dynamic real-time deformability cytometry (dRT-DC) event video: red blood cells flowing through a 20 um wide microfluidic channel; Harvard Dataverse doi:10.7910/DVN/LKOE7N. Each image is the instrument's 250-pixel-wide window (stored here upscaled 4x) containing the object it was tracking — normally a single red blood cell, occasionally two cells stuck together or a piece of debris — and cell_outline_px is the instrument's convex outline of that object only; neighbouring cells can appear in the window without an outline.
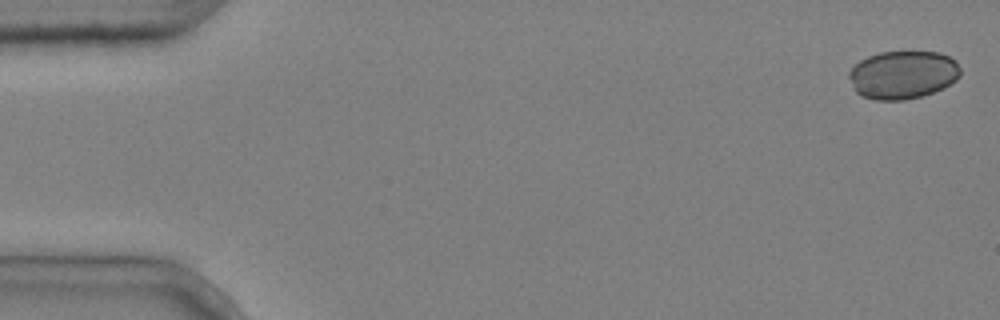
{"species": "common noctule bat (a hibernating species)", "species_latin": "Nyctalus noctula", "temperature_condition": "cold", "stored_images_in_passage": 4, "camera_frame_rate_fps": 3000, "um_per_image_px": 0.085, "animal": {"sex": "male", "body_mass_g": 20.4}, "frame": {"image": 1, "passage_image": 1, "time_ms": 0.0, "image_size_px": [1000, 320], "cell_outline_px": [[960, 76], [956, 80], [944, 88], [920, 96], [904, 100], [876, 100], [860, 96], [856, 92], [848, 76], [848, 72], [860, 60], [868, 56], [880, 52], [940, 52], [956, 60], [960, 68]], "centroid_in_image_um": [76.74, 6.36], "position_along_channel_um": 8.3, "area_um2": 31.33}}